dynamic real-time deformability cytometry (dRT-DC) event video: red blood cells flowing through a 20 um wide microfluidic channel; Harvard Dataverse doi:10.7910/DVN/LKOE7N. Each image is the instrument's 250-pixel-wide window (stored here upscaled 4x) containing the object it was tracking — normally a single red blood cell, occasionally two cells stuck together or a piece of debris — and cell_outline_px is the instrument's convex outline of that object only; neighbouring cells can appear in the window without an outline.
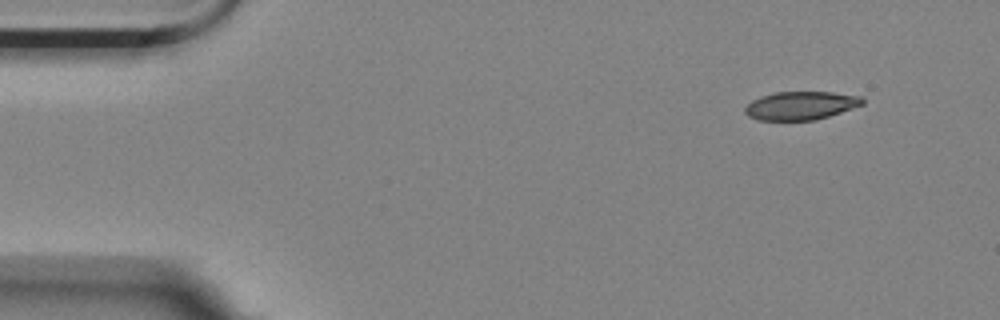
{"species": "Egyptian fruit bat (a non-hibernating species)", "species_latin": "Rousettus aegyptiacus", "temperature_condition": "room temperature", "stored_images_in_passage": 3, "camera_frame_rate_fps": 3000, "um_per_image_px": 0.085, "animal": {"sex": "female"}, "frame": {"image": 1, "passage_image": 1, "time_ms": 0.0, "image_size_px": [1000, 320], "cell_outline_px": [[864, 104], [816, 120], [756, 120], [748, 116], [744, 112], [744, 108], [752, 100], [760, 96], [776, 92], [832, 92], [860, 96], [864, 100]], "centroid_in_image_um": [68.03, 8.97], "position_along_channel_um": 17.0, "area_um2": 19.36}}